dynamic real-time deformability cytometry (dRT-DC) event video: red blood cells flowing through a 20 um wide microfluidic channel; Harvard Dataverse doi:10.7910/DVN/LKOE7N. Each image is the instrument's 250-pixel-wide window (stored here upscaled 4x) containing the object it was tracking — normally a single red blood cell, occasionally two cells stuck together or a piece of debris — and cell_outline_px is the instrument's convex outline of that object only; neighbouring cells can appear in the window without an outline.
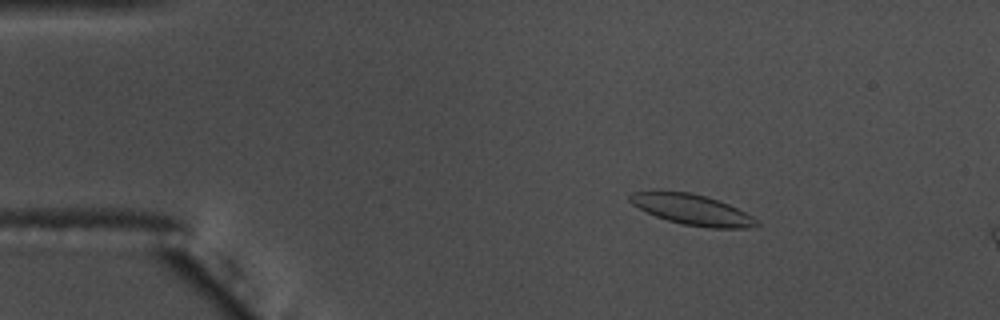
{"species": "common noctule bat (a hibernating species)", "species_latin": "Nyctalus noctula", "temperature_condition": "warm", "stored_images_in_passage": 13, "camera_frame_rate_fps": 3000, "um_per_image_px": 0.085, "animal": {"sex": "male", "body_mass_g": 17.5, "forearm_length_mm": 52.3}, "frame": {"image": 1, "passage_image": 6, "time_ms": 1.667, "image_size_px": [1000, 320], "cell_outline_px": [[760, 224], [748, 228], [708, 228], [684, 224], [668, 220], [656, 216], [632, 204], [628, 200], [628, 196], [632, 192], [692, 192], [728, 204], [752, 216]], "centroid_in_image_um": [58.84, 17.83], "position_along_channel_um": 26.2, "area_um2": 22.02}}